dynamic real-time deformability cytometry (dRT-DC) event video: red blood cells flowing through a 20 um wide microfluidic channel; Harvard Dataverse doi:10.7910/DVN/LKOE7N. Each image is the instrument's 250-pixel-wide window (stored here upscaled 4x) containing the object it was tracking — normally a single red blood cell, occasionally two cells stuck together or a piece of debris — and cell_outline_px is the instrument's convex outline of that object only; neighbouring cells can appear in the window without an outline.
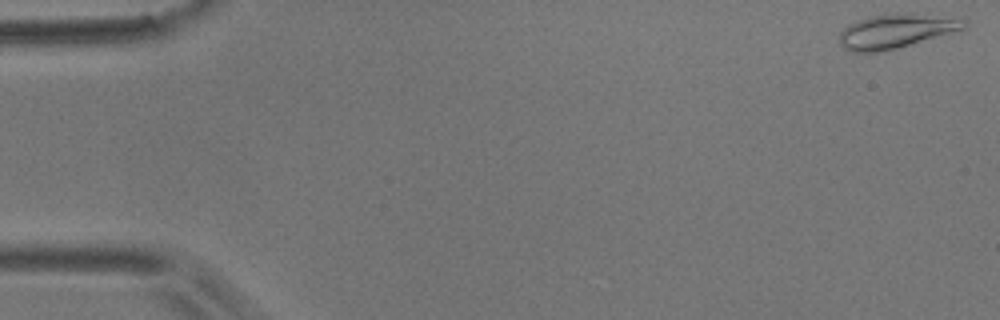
{"species": "common noctule bat (a hibernating species)", "species_latin": "Nyctalus noctula", "temperature_condition": "room temperature", "stored_images_in_passage": 5, "camera_frame_rate_fps": 3000, "um_per_image_px": 0.085, "animal": {"sex": "male", "body_mass_g": 17.9}, "frame": {"image": 1, "passage_image": 5, "time_ms": 5.667, "image_size_px": [1000, 320], "cell_outline_px": [[968, 24], [964, 28], [884, 52], [852, 52], [844, 48], [840, 44], [840, 32], [848, 24], [856, 20], [872, 16], [908, 12], [968, 20]], "centroid_in_image_um": [76.11, 2.64], "position_along_channel_um": 8.9, "area_um2": 24.57}}